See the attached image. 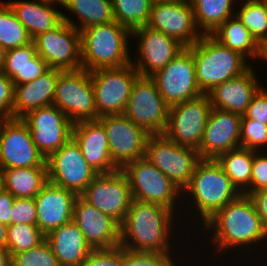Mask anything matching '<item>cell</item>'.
I'll use <instances>...</instances> for the list:
<instances>
[{
    "instance_id": "obj_10",
    "label": "cell",
    "mask_w": 267,
    "mask_h": 266,
    "mask_svg": "<svg viewBox=\"0 0 267 266\" xmlns=\"http://www.w3.org/2000/svg\"><path fill=\"white\" fill-rule=\"evenodd\" d=\"M99 116L123 114L135 80L140 76L132 63L90 72Z\"/></svg>"
},
{
    "instance_id": "obj_26",
    "label": "cell",
    "mask_w": 267,
    "mask_h": 266,
    "mask_svg": "<svg viewBox=\"0 0 267 266\" xmlns=\"http://www.w3.org/2000/svg\"><path fill=\"white\" fill-rule=\"evenodd\" d=\"M62 71L50 68L34 81L14 85L13 118H22L31 110L52 105Z\"/></svg>"
},
{
    "instance_id": "obj_9",
    "label": "cell",
    "mask_w": 267,
    "mask_h": 266,
    "mask_svg": "<svg viewBox=\"0 0 267 266\" xmlns=\"http://www.w3.org/2000/svg\"><path fill=\"white\" fill-rule=\"evenodd\" d=\"M148 134H164L169 106L150 77L139 76L133 83L126 109L123 113Z\"/></svg>"
},
{
    "instance_id": "obj_53",
    "label": "cell",
    "mask_w": 267,
    "mask_h": 266,
    "mask_svg": "<svg viewBox=\"0 0 267 266\" xmlns=\"http://www.w3.org/2000/svg\"><path fill=\"white\" fill-rule=\"evenodd\" d=\"M262 60L267 61V44L263 47V57Z\"/></svg>"
},
{
    "instance_id": "obj_8",
    "label": "cell",
    "mask_w": 267,
    "mask_h": 266,
    "mask_svg": "<svg viewBox=\"0 0 267 266\" xmlns=\"http://www.w3.org/2000/svg\"><path fill=\"white\" fill-rule=\"evenodd\" d=\"M145 158L163 172L181 191L193 176L201 160L198 150L178 145L165 134L148 137Z\"/></svg>"
},
{
    "instance_id": "obj_36",
    "label": "cell",
    "mask_w": 267,
    "mask_h": 266,
    "mask_svg": "<svg viewBox=\"0 0 267 266\" xmlns=\"http://www.w3.org/2000/svg\"><path fill=\"white\" fill-rule=\"evenodd\" d=\"M33 42L25 26L5 2H0V44L7 51Z\"/></svg>"
},
{
    "instance_id": "obj_23",
    "label": "cell",
    "mask_w": 267,
    "mask_h": 266,
    "mask_svg": "<svg viewBox=\"0 0 267 266\" xmlns=\"http://www.w3.org/2000/svg\"><path fill=\"white\" fill-rule=\"evenodd\" d=\"M77 197L75 192L48 181L34 198L39 230L46 235L72 221Z\"/></svg>"
},
{
    "instance_id": "obj_52",
    "label": "cell",
    "mask_w": 267,
    "mask_h": 266,
    "mask_svg": "<svg viewBox=\"0 0 267 266\" xmlns=\"http://www.w3.org/2000/svg\"><path fill=\"white\" fill-rule=\"evenodd\" d=\"M4 188V173L3 169L0 167V192L3 191Z\"/></svg>"
},
{
    "instance_id": "obj_4",
    "label": "cell",
    "mask_w": 267,
    "mask_h": 266,
    "mask_svg": "<svg viewBox=\"0 0 267 266\" xmlns=\"http://www.w3.org/2000/svg\"><path fill=\"white\" fill-rule=\"evenodd\" d=\"M186 48L193 54L196 79L203 94L242 75L251 67L247 58L223 46L211 35H203L195 44Z\"/></svg>"
},
{
    "instance_id": "obj_27",
    "label": "cell",
    "mask_w": 267,
    "mask_h": 266,
    "mask_svg": "<svg viewBox=\"0 0 267 266\" xmlns=\"http://www.w3.org/2000/svg\"><path fill=\"white\" fill-rule=\"evenodd\" d=\"M60 266H80L93 250L74 221H70L45 235Z\"/></svg>"
},
{
    "instance_id": "obj_12",
    "label": "cell",
    "mask_w": 267,
    "mask_h": 266,
    "mask_svg": "<svg viewBox=\"0 0 267 266\" xmlns=\"http://www.w3.org/2000/svg\"><path fill=\"white\" fill-rule=\"evenodd\" d=\"M211 109L208 94L169 107L164 134L178 145L198 150Z\"/></svg>"
},
{
    "instance_id": "obj_41",
    "label": "cell",
    "mask_w": 267,
    "mask_h": 266,
    "mask_svg": "<svg viewBox=\"0 0 267 266\" xmlns=\"http://www.w3.org/2000/svg\"><path fill=\"white\" fill-rule=\"evenodd\" d=\"M170 253L135 252L122 247V266H177Z\"/></svg>"
},
{
    "instance_id": "obj_19",
    "label": "cell",
    "mask_w": 267,
    "mask_h": 266,
    "mask_svg": "<svg viewBox=\"0 0 267 266\" xmlns=\"http://www.w3.org/2000/svg\"><path fill=\"white\" fill-rule=\"evenodd\" d=\"M21 119L29 127L34 144L46 158L72 137L74 123L53 104L31 110Z\"/></svg>"
},
{
    "instance_id": "obj_6",
    "label": "cell",
    "mask_w": 267,
    "mask_h": 266,
    "mask_svg": "<svg viewBox=\"0 0 267 266\" xmlns=\"http://www.w3.org/2000/svg\"><path fill=\"white\" fill-rule=\"evenodd\" d=\"M122 172L128 179L133 200L159 204L175 213L179 196L184 199L182 191L145 157L127 164Z\"/></svg>"
},
{
    "instance_id": "obj_48",
    "label": "cell",
    "mask_w": 267,
    "mask_h": 266,
    "mask_svg": "<svg viewBox=\"0 0 267 266\" xmlns=\"http://www.w3.org/2000/svg\"><path fill=\"white\" fill-rule=\"evenodd\" d=\"M15 197L5 189L0 192V222L11 225V210Z\"/></svg>"
},
{
    "instance_id": "obj_1",
    "label": "cell",
    "mask_w": 267,
    "mask_h": 266,
    "mask_svg": "<svg viewBox=\"0 0 267 266\" xmlns=\"http://www.w3.org/2000/svg\"><path fill=\"white\" fill-rule=\"evenodd\" d=\"M173 217L177 215L162 205L133 200L120 227V246L135 252L172 253Z\"/></svg>"
},
{
    "instance_id": "obj_43",
    "label": "cell",
    "mask_w": 267,
    "mask_h": 266,
    "mask_svg": "<svg viewBox=\"0 0 267 266\" xmlns=\"http://www.w3.org/2000/svg\"><path fill=\"white\" fill-rule=\"evenodd\" d=\"M80 266H122V247L93 249Z\"/></svg>"
},
{
    "instance_id": "obj_5",
    "label": "cell",
    "mask_w": 267,
    "mask_h": 266,
    "mask_svg": "<svg viewBox=\"0 0 267 266\" xmlns=\"http://www.w3.org/2000/svg\"><path fill=\"white\" fill-rule=\"evenodd\" d=\"M182 193L187 199L186 195L191 196L195 205L191 208L200 212L202 223L241 195L215 159H201L197 163L191 181Z\"/></svg>"
},
{
    "instance_id": "obj_35",
    "label": "cell",
    "mask_w": 267,
    "mask_h": 266,
    "mask_svg": "<svg viewBox=\"0 0 267 266\" xmlns=\"http://www.w3.org/2000/svg\"><path fill=\"white\" fill-rule=\"evenodd\" d=\"M235 12L256 41L264 47L267 44V0H245Z\"/></svg>"
},
{
    "instance_id": "obj_34",
    "label": "cell",
    "mask_w": 267,
    "mask_h": 266,
    "mask_svg": "<svg viewBox=\"0 0 267 266\" xmlns=\"http://www.w3.org/2000/svg\"><path fill=\"white\" fill-rule=\"evenodd\" d=\"M197 27L202 34L211 35L227 19L235 16V0H189ZM204 30V31H203Z\"/></svg>"
},
{
    "instance_id": "obj_49",
    "label": "cell",
    "mask_w": 267,
    "mask_h": 266,
    "mask_svg": "<svg viewBox=\"0 0 267 266\" xmlns=\"http://www.w3.org/2000/svg\"><path fill=\"white\" fill-rule=\"evenodd\" d=\"M0 266H11V255L5 248L0 247Z\"/></svg>"
},
{
    "instance_id": "obj_14",
    "label": "cell",
    "mask_w": 267,
    "mask_h": 266,
    "mask_svg": "<svg viewBox=\"0 0 267 266\" xmlns=\"http://www.w3.org/2000/svg\"><path fill=\"white\" fill-rule=\"evenodd\" d=\"M104 127L110 156L118 170L145 157L150 134L134 124L124 114L103 115L97 119Z\"/></svg>"
},
{
    "instance_id": "obj_50",
    "label": "cell",
    "mask_w": 267,
    "mask_h": 266,
    "mask_svg": "<svg viewBox=\"0 0 267 266\" xmlns=\"http://www.w3.org/2000/svg\"><path fill=\"white\" fill-rule=\"evenodd\" d=\"M0 247L7 249V226L0 222Z\"/></svg>"
},
{
    "instance_id": "obj_15",
    "label": "cell",
    "mask_w": 267,
    "mask_h": 266,
    "mask_svg": "<svg viewBox=\"0 0 267 266\" xmlns=\"http://www.w3.org/2000/svg\"><path fill=\"white\" fill-rule=\"evenodd\" d=\"M48 181L80 195L98 173L82 155L71 137L60 149L46 158Z\"/></svg>"
},
{
    "instance_id": "obj_25",
    "label": "cell",
    "mask_w": 267,
    "mask_h": 266,
    "mask_svg": "<svg viewBox=\"0 0 267 266\" xmlns=\"http://www.w3.org/2000/svg\"><path fill=\"white\" fill-rule=\"evenodd\" d=\"M252 68L254 67H250L238 77L215 86L208 93L212 108L244 115L252 97L262 87Z\"/></svg>"
},
{
    "instance_id": "obj_3",
    "label": "cell",
    "mask_w": 267,
    "mask_h": 266,
    "mask_svg": "<svg viewBox=\"0 0 267 266\" xmlns=\"http://www.w3.org/2000/svg\"><path fill=\"white\" fill-rule=\"evenodd\" d=\"M80 34L83 69L91 72L131 63L128 40L132 38V32L118 22L87 27Z\"/></svg>"
},
{
    "instance_id": "obj_11",
    "label": "cell",
    "mask_w": 267,
    "mask_h": 266,
    "mask_svg": "<svg viewBox=\"0 0 267 266\" xmlns=\"http://www.w3.org/2000/svg\"><path fill=\"white\" fill-rule=\"evenodd\" d=\"M0 167H47L46 157L34 144L29 127L21 118L0 119Z\"/></svg>"
},
{
    "instance_id": "obj_24",
    "label": "cell",
    "mask_w": 267,
    "mask_h": 266,
    "mask_svg": "<svg viewBox=\"0 0 267 266\" xmlns=\"http://www.w3.org/2000/svg\"><path fill=\"white\" fill-rule=\"evenodd\" d=\"M72 137L80 146L85 160L98 174L118 170L110 156L105 129L98 120L74 123Z\"/></svg>"
},
{
    "instance_id": "obj_2",
    "label": "cell",
    "mask_w": 267,
    "mask_h": 266,
    "mask_svg": "<svg viewBox=\"0 0 267 266\" xmlns=\"http://www.w3.org/2000/svg\"><path fill=\"white\" fill-rule=\"evenodd\" d=\"M202 225L203 230L208 232L215 229L211 239L218 252L232 247H240L239 250L246 246V249L247 246L267 242V232L261 218L252 200L244 194L215 212Z\"/></svg>"
},
{
    "instance_id": "obj_7",
    "label": "cell",
    "mask_w": 267,
    "mask_h": 266,
    "mask_svg": "<svg viewBox=\"0 0 267 266\" xmlns=\"http://www.w3.org/2000/svg\"><path fill=\"white\" fill-rule=\"evenodd\" d=\"M53 105L73 123L97 120L100 116L90 72L83 68L62 71L57 79Z\"/></svg>"
},
{
    "instance_id": "obj_38",
    "label": "cell",
    "mask_w": 267,
    "mask_h": 266,
    "mask_svg": "<svg viewBox=\"0 0 267 266\" xmlns=\"http://www.w3.org/2000/svg\"><path fill=\"white\" fill-rule=\"evenodd\" d=\"M45 240L37 225L12 224L7 226V250L10 255L28 251Z\"/></svg>"
},
{
    "instance_id": "obj_39",
    "label": "cell",
    "mask_w": 267,
    "mask_h": 266,
    "mask_svg": "<svg viewBox=\"0 0 267 266\" xmlns=\"http://www.w3.org/2000/svg\"><path fill=\"white\" fill-rule=\"evenodd\" d=\"M11 266H60L46 240L38 246L11 256Z\"/></svg>"
},
{
    "instance_id": "obj_45",
    "label": "cell",
    "mask_w": 267,
    "mask_h": 266,
    "mask_svg": "<svg viewBox=\"0 0 267 266\" xmlns=\"http://www.w3.org/2000/svg\"><path fill=\"white\" fill-rule=\"evenodd\" d=\"M14 84L0 71V119L13 118Z\"/></svg>"
},
{
    "instance_id": "obj_32",
    "label": "cell",
    "mask_w": 267,
    "mask_h": 266,
    "mask_svg": "<svg viewBox=\"0 0 267 266\" xmlns=\"http://www.w3.org/2000/svg\"><path fill=\"white\" fill-rule=\"evenodd\" d=\"M4 188L15 198H35L48 182L47 167L3 169Z\"/></svg>"
},
{
    "instance_id": "obj_42",
    "label": "cell",
    "mask_w": 267,
    "mask_h": 266,
    "mask_svg": "<svg viewBox=\"0 0 267 266\" xmlns=\"http://www.w3.org/2000/svg\"><path fill=\"white\" fill-rule=\"evenodd\" d=\"M12 224L37 225V211L34 198H15L11 210Z\"/></svg>"
},
{
    "instance_id": "obj_30",
    "label": "cell",
    "mask_w": 267,
    "mask_h": 266,
    "mask_svg": "<svg viewBox=\"0 0 267 266\" xmlns=\"http://www.w3.org/2000/svg\"><path fill=\"white\" fill-rule=\"evenodd\" d=\"M211 36L223 46L240 53L245 58L262 59L263 47L236 16L222 23Z\"/></svg>"
},
{
    "instance_id": "obj_21",
    "label": "cell",
    "mask_w": 267,
    "mask_h": 266,
    "mask_svg": "<svg viewBox=\"0 0 267 266\" xmlns=\"http://www.w3.org/2000/svg\"><path fill=\"white\" fill-rule=\"evenodd\" d=\"M72 221L78 225L92 249H111L120 246L121 225L80 195L74 202Z\"/></svg>"
},
{
    "instance_id": "obj_20",
    "label": "cell",
    "mask_w": 267,
    "mask_h": 266,
    "mask_svg": "<svg viewBox=\"0 0 267 266\" xmlns=\"http://www.w3.org/2000/svg\"><path fill=\"white\" fill-rule=\"evenodd\" d=\"M132 37L138 39L139 58L131 61L142 77H150L156 71L163 69L173 58L185 48L178 40L167 36L161 31L148 26L136 28Z\"/></svg>"
},
{
    "instance_id": "obj_54",
    "label": "cell",
    "mask_w": 267,
    "mask_h": 266,
    "mask_svg": "<svg viewBox=\"0 0 267 266\" xmlns=\"http://www.w3.org/2000/svg\"><path fill=\"white\" fill-rule=\"evenodd\" d=\"M153 2L154 1H172V0H152Z\"/></svg>"
},
{
    "instance_id": "obj_17",
    "label": "cell",
    "mask_w": 267,
    "mask_h": 266,
    "mask_svg": "<svg viewBox=\"0 0 267 266\" xmlns=\"http://www.w3.org/2000/svg\"><path fill=\"white\" fill-rule=\"evenodd\" d=\"M146 26L175 38L185 47L204 35L198 31L189 0L154 1Z\"/></svg>"
},
{
    "instance_id": "obj_29",
    "label": "cell",
    "mask_w": 267,
    "mask_h": 266,
    "mask_svg": "<svg viewBox=\"0 0 267 266\" xmlns=\"http://www.w3.org/2000/svg\"><path fill=\"white\" fill-rule=\"evenodd\" d=\"M50 69L49 65L36 52L34 42L5 52L2 72L19 85L36 80Z\"/></svg>"
},
{
    "instance_id": "obj_16",
    "label": "cell",
    "mask_w": 267,
    "mask_h": 266,
    "mask_svg": "<svg viewBox=\"0 0 267 266\" xmlns=\"http://www.w3.org/2000/svg\"><path fill=\"white\" fill-rule=\"evenodd\" d=\"M37 54L50 68L77 70L82 68L81 34L66 21L33 39Z\"/></svg>"
},
{
    "instance_id": "obj_47",
    "label": "cell",
    "mask_w": 267,
    "mask_h": 266,
    "mask_svg": "<svg viewBox=\"0 0 267 266\" xmlns=\"http://www.w3.org/2000/svg\"><path fill=\"white\" fill-rule=\"evenodd\" d=\"M248 197L252 200L256 212L261 218L263 227L267 232V189L252 192Z\"/></svg>"
},
{
    "instance_id": "obj_33",
    "label": "cell",
    "mask_w": 267,
    "mask_h": 266,
    "mask_svg": "<svg viewBox=\"0 0 267 266\" xmlns=\"http://www.w3.org/2000/svg\"><path fill=\"white\" fill-rule=\"evenodd\" d=\"M254 151L246 148H236L221 154L216 160L222 166L225 174L241 194H250V178Z\"/></svg>"
},
{
    "instance_id": "obj_51",
    "label": "cell",
    "mask_w": 267,
    "mask_h": 266,
    "mask_svg": "<svg viewBox=\"0 0 267 266\" xmlns=\"http://www.w3.org/2000/svg\"><path fill=\"white\" fill-rule=\"evenodd\" d=\"M5 52H6V50L0 44V71L2 70V67H3V64H4Z\"/></svg>"
},
{
    "instance_id": "obj_22",
    "label": "cell",
    "mask_w": 267,
    "mask_h": 266,
    "mask_svg": "<svg viewBox=\"0 0 267 266\" xmlns=\"http://www.w3.org/2000/svg\"><path fill=\"white\" fill-rule=\"evenodd\" d=\"M242 116L212 108L198 149L201 159H217L221 154L241 147Z\"/></svg>"
},
{
    "instance_id": "obj_46",
    "label": "cell",
    "mask_w": 267,
    "mask_h": 266,
    "mask_svg": "<svg viewBox=\"0 0 267 266\" xmlns=\"http://www.w3.org/2000/svg\"><path fill=\"white\" fill-rule=\"evenodd\" d=\"M261 87L252 97L244 114L248 119L267 125V89Z\"/></svg>"
},
{
    "instance_id": "obj_28",
    "label": "cell",
    "mask_w": 267,
    "mask_h": 266,
    "mask_svg": "<svg viewBox=\"0 0 267 266\" xmlns=\"http://www.w3.org/2000/svg\"><path fill=\"white\" fill-rule=\"evenodd\" d=\"M6 3L13 10L18 20L25 26L32 39L41 33L54 29L63 21L62 12L55 8L58 3L61 6V1L15 0ZM53 4L56 5L53 7Z\"/></svg>"
},
{
    "instance_id": "obj_40",
    "label": "cell",
    "mask_w": 267,
    "mask_h": 266,
    "mask_svg": "<svg viewBox=\"0 0 267 266\" xmlns=\"http://www.w3.org/2000/svg\"><path fill=\"white\" fill-rule=\"evenodd\" d=\"M240 142L242 148L256 152L264 150L267 147V125L242 115Z\"/></svg>"
},
{
    "instance_id": "obj_13",
    "label": "cell",
    "mask_w": 267,
    "mask_h": 266,
    "mask_svg": "<svg viewBox=\"0 0 267 266\" xmlns=\"http://www.w3.org/2000/svg\"><path fill=\"white\" fill-rule=\"evenodd\" d=\"M150 78L169 107L203 94L198 87L193 54L186 47Z\"/></svg>"
},
{
    "instance_id": "obj_44",
    "label": "cell",
    "mask_w": 267,
    "mask_h": 266,
    "mask_svg": "<svg viewBox=\"0 0 267 266\" xmlns=\"http://www.w3.org/2000/svg\"><path fill=\"white\" fill-rule=\"evenodd\" d=\"M267 151H254L252 174L250 178V193L267 189Z\"/></svg>"
},
{
    "instance_id": "obj_18",
    "label": "cell",
    "mask_w": 267,
    "mask_h": 266,
    "mask_svg": "<svg viewBox=\"0 0 267 266\" xmlns=\"http://www.w3.org/2000/svg\"><path fill=\"white\" fill-rule=\"evenodd\" d=\"M80 196L120 225L133 201L128 179L122 170L98 174Z\"/></svg>"
},
{
    "instance_id": "obj_31",
    "label": "cell",
    "mask_w": 267,
    "mask_h": 266,
    "mask_svg": "<svg viewBox=\"0 0 267 266\" xmlns=\"http://www.w3.org/2000/svg\"><path fill=\"white\" fill-rule=\"evenodd\" d=\"M61 6L80 19L77 25L72 18L62 13L63 20L79 31L115 21L112 0H61Z\"/></svg>"
},
{
    "instance_id": "obj_37",
    "label": "cell",
    "mask_w": 267,
    "mask_h": 266,
    "mask_svg": "<svg viewBox=\"0 0 267 266\" xmlns=\"http://www.w3.org/2000/svg\"><path fill=\"white\" fill-rule=\"evenodd\" d=\"M152 3V0H112L114 19L132 32L147 25Z\"/></svg>"
}]
</instances>
